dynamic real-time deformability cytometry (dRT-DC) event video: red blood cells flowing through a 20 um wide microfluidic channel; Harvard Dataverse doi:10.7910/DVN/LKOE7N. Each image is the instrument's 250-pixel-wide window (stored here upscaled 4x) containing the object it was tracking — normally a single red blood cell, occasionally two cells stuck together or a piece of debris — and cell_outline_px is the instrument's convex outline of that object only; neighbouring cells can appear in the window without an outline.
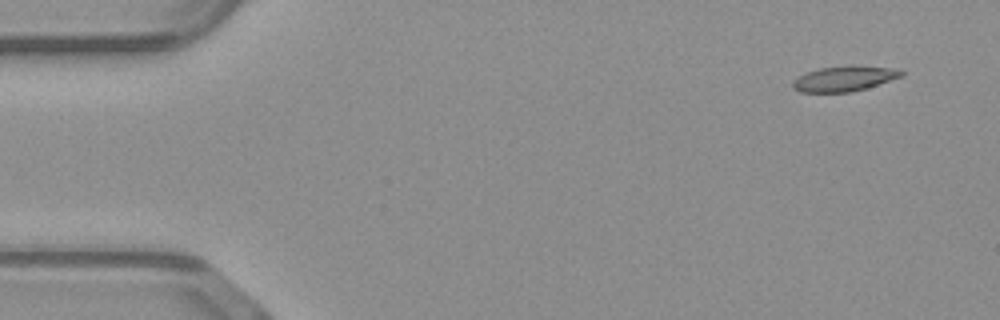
{"species": "common noctule bat (a hibernating species)", "species_latin": "Nyctalus noctula", "temperature_condition": "warm", "stored_images_in_passage": 48, "camera_frame_rate_fps": 3000, "um_per_image_px": 0.085, "animal": {"sex": "male", "body_mass_g": 23.1, "forearm_length_mm": 52.7}, "frame": {"image": 1, "passage_image": 1, "time_ms": 0.0, "image_size_px": [1000, 320], "cell_outline_px": [[904, 76], [852, 92], [800, 92], [792, 88], [792, 80], [808, 72], [820, 68], [852, 64], [896, 68], [904, 72]], "centroid_in_image_um": [71.79, 6.66], "position_along_channel_um": 13.2, "area_um2": 16.18}}
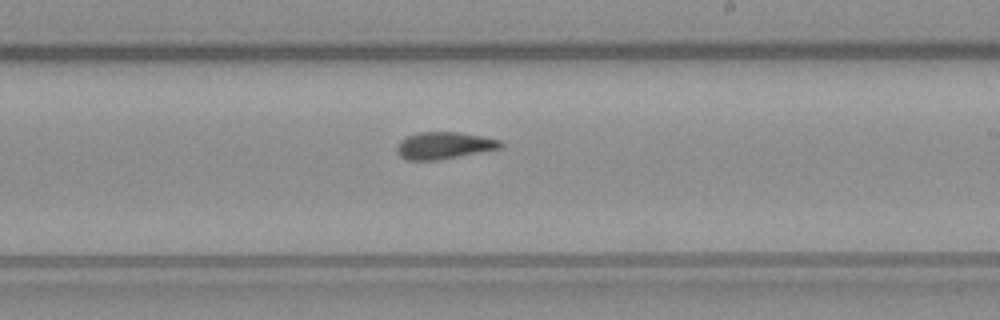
{"frame": {"image": 2, "passage_image": 27, "time_ms": 8.667, "image_size_px": [1000, 320], "cell_outline_px": [[504, 144], [500, 148], [440, 160], [408, 160], [400, 156], [396, 152], [396, 148], [400, 140], [408, 136], [420, 132], [460, 132], [500, 140]], "centroid_in_image_um": [37.72, 12.37], "position_along_channel_um": 251.3, "area_um2": 16.24}}
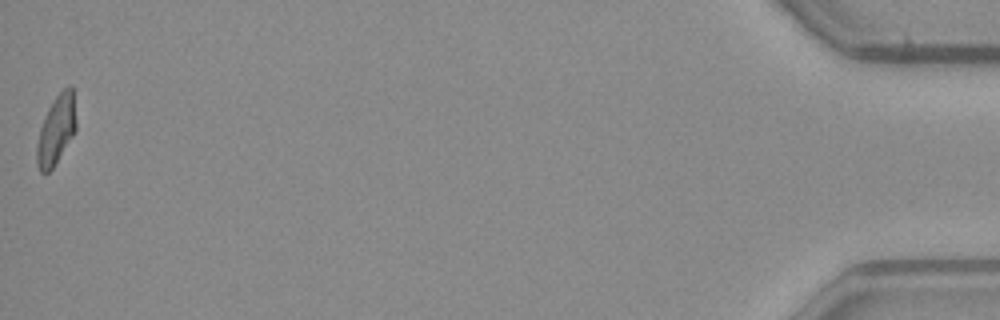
{"frame": {"image": 3, "passage_image": 48, "time_ms": 15.667, "image_size_px": [1000, 320], "cell_outline_px": [[76, 132], [52, 168], [48, 172], [40, 172], [36, 164], [36, 148], [40, 128], [48, 108], [52, 100], [68, 84], [72, 84], [76, 120]], "centroid_in_image_um": [4.79, 11.02], "position_along_channel_um": 430.4, "area_um2": 15.9}, "authors_computed_cell_mechanics": {"area_um2": 16.2996, "velocity_mm_per_s": 4.0773, "shape_relaxation_time_tau1_ms": null, "shape_relaxation_time_tau2_ms": 3.9862, "deformation_change_tau1": null, "deformation_change_tau2": 0.1245}}